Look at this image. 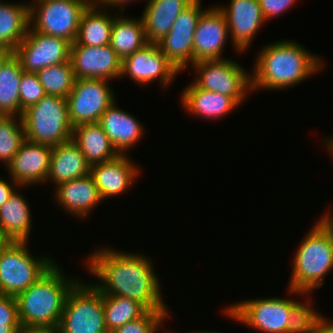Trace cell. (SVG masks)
I'll list each match as a JSON object with an SVG mask.
<instances>
[{"label":"cell","instance_id":"obj_1","mask_svg":"<svg viewBox=\"0 0 333 333\" xmlns=\"http://www.w3.org/2000/svg\"><path fill=\"white\" fill-rule=\"evenodd\" d=\"M100 248L89 253L84 264L98 278L92 284L102 294L127 297L148 311H168L153 260L144 254Z\"/></svg>","mask_w":333,"mask_h":333},{"label":"cell","instance_id":"obj_2","mask_svg":"<svg viewBox=\"0 0 333 333\" xmlns=\"http://www.w3.org/2000/svg\"><path fill=\"white\" fill-rule=\"evenodd\" d=\"M267 44L260 49L252 67V91L294 87L325 67L321 57L294 40L282 39Z\"/></svg>","mask_w":333,"mask_h":333},{"label":"cell","instance_id":"obj_3","mask_svg":"<svg viewBox=\"0 0 333 333\" xmlns=\"http://www.w3.org/2000/svg\"><path fill=\"white\" fill-rule=\"evenodd\" d=\"M65 275L55 262L16 296L21 326L58 327L67 294L79 281Z\"/></svg>","mask_w":333,"mask_h":333},{"label":"cell","instance_id":"obj_4","mask_svg":"<svg viewBox=\"0 0 333 333\" xmlns=\"http://www.w3.org/2000/svg\"><path fill=\"white\" fill-rule=\"evenodd\" d=\"M314 224L296 248L287 289L294 297H309L333 270V234L318 222Z\"/></svg>","mask_w":333,"mask_h":333},{"label":"cell","instance_id":"obj_5","mask_svg":"<svg viewBox=\"0 0 333 333\" xmlns=\"http://www.w3.org/2000/svg\"><path fill=\"white\" fill-rule=\"evenodd\" d=\"M27 141L57 146L72 140L73 126L64 97L45 95L21 115Z\"/></svg>","mask_w":333,"mask_h":333},{"label":"cell","instance_id":"obj_6","mask_svg":"<svg viewBox=\"0 0 333 333\" xmlns=\"http://www.w3.org/2000/svg\"><path fill=\"white\" fill-rule=\"evenodd\" d=\"M28 243L29 241H7L1 248L0 294L16 297L56 262L48 255L38 258L32 255Z\"/></svg>","mask_w":333,"mask_h":333},{"label":"cell","instance_id":"obj_7","mask_svg":"<svg viewBox=\"0 0 333 333\" xmlns=\"http://www.w3.org/2000/svg\"><path fill=\"white\" fill-rule=\"evenodd\" d=\"M58 330L59 333H109L103 294L92 283L80 280L68 292Z\"/></svg>","mask_w":333,"mask_h":333},{"label":"cell","instance_id":"obj_8","mask_svg":"<svg viewBox=\"0 0 333 333\" xmlns=\"http://www.w3.org/2000/svg\"><path fill=\"white\" fill-rule=\"evenodd\" d=\"M30 28L75 42L82 13L93 0H31Z\"/></svg>","mask_w":333,"mask_h":333},{"label":"cell","instance_id":"obj_9","mask_svg":"<svg viewBox=\"0 0 333 333\" xmlns=\"http://www.w3.org/2000/svg\"><path fill=\"white\" fill-rule=\"evenodd\" d=\"M190 66L197 73L193 83L198 88L232 97L239 105L253 93L251 72L245 71L237 61L205 60Z\"/></svg>","mask_w":333,"mask_h":333},{"label":"cell","instance_id":"obj_10","mask_svg":"<svg viewBox=\"0 0 333 333\" xmlns=\"http://www.w3.org/2000/svg\"><path fill=\"white\" fill-rule=\"evenodd\" d=\"M227 317L260 331L286 333L290 316V298L266 297L238 301L224 309Z\"/></svg>","mask_w":333,"mask_h":333},{"label":"cell","instance_id":"obj_11","mask_svg":"<svg viewBox=\"0 0 333 333\" xmlns=\"http://www.w3.org/2000/svg\"><path fill=\"white\" fill-rule=\"evenodd\" d=\"M108 80L76 79L66 98L72 126L97 123L101 115L117 99Z\"/></svg>","mask_w":333,"mask_h":333},{"label":"cell","instance_id":"obj_12","mask_svg":"<svg viewBox=\"0 0 333 333\" xmlns=\"http://www.w3.org/2000/svg\"><path fill=\"white\" fill-rule=\"evenodd\" d=\"M71 43L62 37L46 35L28 28L25 38L14 50L25 72L69 61Z\"/></svg>","mask_w":333,"mask_h":333},{"label":"cell","instance_id":"obj_13","mask_svg":"<svg viewBox=\"0 0 333 333\" xmlns=\"http://www.w3.org/2000/svg\"><path fill=\"white\" fill-rule=\"evenodd\" d=\"M179 74L176 67L162 53L156 43H148L122 60L121 77H130L135 84L149 86L155 80L162 88H168Z\"/></svg>","mask_w":333,"mask_h":333},{"label":"cell","instance_id":"obj_14","mask_svg":"<svg viewBox=\"0 0 333 333\" xmlns=\"http://www.w3.org/2000/svg\"><path fill=\"white\" fill-rule=\"evenodd\" d=\"M204 10L202 1L194 0L178 15L168 34L157 43L179 72L193 64L194 32Z\"/></svg>","mask_w":333,"mask_h":333},{"label":"cell","instance_id":"obj_15","mask_svg":"<svg viewBox=\"0 0 333 333\" xmlns=\"http://www.w3.org/2000/svg\"><path fill=\"white\" fill-rule=\"evenodd\" d=\"M69 60L76 79H119L122 59L109 45H71Z\"/></svg>","mask_w":333,"mask_h":333},{"label":"cell","instance_id":"obj_16","mask_svg":"<svg viewBox=\"0 0 333 333\" xmlns=\"http://www.w3.org/2000/svg\"><path fill=\"white\" fill-rule=\"evenodd\" d=\"M217 7L227 20L232 47L236 53L244 54L251 47L259 29L266 23L259 0H231L226 6L222 4Z\"/></svg>","mask_w":333,"mask_h":333},{"label":"cell","instance_id":"obj_17","mask_svg":"<svg viewBox=\"0 0 333 333\" xmlns=\"http://www.w3.org/2000/svg\"><path fill=\"white\" fill-rule=\"evenodd\" d=\"M229 32L224 13L217 7L206 8L200 15L193 39V64L205 60L224 59Z\"/></svg>","mask_w":333,"mask_h":333},{"label":"cell","instance_id":"obj_18","mask_svg":"<svg viewBox=\"0 0 333 333\" xmlns=\"http://www.w3.org/2000/svg\"><path fill=\"white\" fill-rule=\"evenodd\" d=\"M52 148L25 140L6 166L9 178L20 187L45 184L50 169Z\"/></svg>","mask_w":333,"mask_h":333},{"label":"cell","instance_id":"obj_19","mask_svg":"<svg viewBox=\"0 0 333 333\" xmlns=\"http://www.w3.org/2000/svg\"><path fill=\"white\" fill-rule=\"evenodd\" d=\"M135 164L126 154L90 167V175L103 201L124 194L133 186L141 173Z\"/></svg>","mask_w":333,"mask_h":333},{"label":"cell","instance_id":"obj_20","mask_svg":"<svg viewBox=\"0 0 333 333\" xmlns=\"http://www.w3.org/2000/svg\"><path fill=\"white\" fill-rule=\"evenodd\" d=\"M55 188V203L71 217L85 219L103 201L90 174L61 183Z\"/></svg>","mask_w":333,"mask_h":333},{"label":"cell","instance_id":"obj_21","mask_svg":"<svg viewBox=\"0 0 333 333\" xmlns=\"http://www.w3.org/2000/svg\"><path fill=\"white\" fill-rule=\"evenodd\" d=\"M116 101L107 108L98 124L120 155H126L143 137L144 126L138 118L122 110ZM127 151V152H126Z\"/></svg>","mask_w":333,"mask_h":333},{"label":"cell","instance_id":"obj_22","mask_svg":"<svg viewBox=\"0 0 333 333\" xmlns=\"http://www.w3.org/2000/svg\"><path fill=\"white\" fill-rule=\"evenodd\" d=\"M180 103L188 115L208 120H219L240 106L232 97L203 90L193 82L182 91Z\"/></svg>","mask_w":333,"mask_h":333},{"label":"cell","instance_id":"obj_23","mask_svg":"<svg viewBox=\"0 0 333 333\" xmlns=\"http://www.w3.org/2000/svg\"><path fill=\"white\" fill-rule=\"evenodd\" d=\"M194 0H148L142 13L148 43L160 42L171 30L178 15Z\"/></svg>","mask_w":333,"mask_h":333},{"label":"cell","instance_id":"obj_24","mask_svg":"<svg viewBox=\"0 0 333 333\" xmlns=\"http://www.w3.org/2000/svg\"><path fill=\"white\" fill-rule=\"evenodd\" d=\"M90 165L79 147L72 141L52 148L50 169L46 179L55 187L61 183L90 174Z\"/></svg>","mask_w":333,"mask_h":333},{"label":"cell","instance_id":"obj_25","mask_svg":"<svg viewBox=\"0 0 333 333\" xmlns=\"http://www.w3.org/2000/svg\"><path fill=\"white\" fill-rule=\"evenodd\" d=\"M31 207L14 191L0 208V236L7 241H28L32 228Z\"/></svg>","mask_w":333,"mask_h":333},{"label":"cell","instance_id":"obj_26","mask_svg":"<svg viewBox=\"0 0 333 333\" xmlns=\"http://www.w3.org/2000/svg\"><path fill=\"white\" fill-rule=\"evenodd\" d=\"M72 141L92 166L108 162L120 154L98 123H83L73 128Z\"/></svg>","mask_w":333,"mask_h":333},{"label":"cell","instance_id":"obj_27","mask_svg":"<svg viewBox=\"0 0 333 333\" xmlns=\"http://www.w3.org/2000/svg\"><path fill=\"white\" fill-rule=\"evenodd\" d=\"M108 10L106 7L92 2L81 15L78 34L75 42L71 45L94 47L109 45L113 20L116 15L111 14V9Z\"/></svg>","mask_w":333,"mask_h":333},{"label":"cell","instance_id":"obj_28","mask_svg":"<svg viewBox=\"0 0 333 333\" xmlns=\"http://www.w3.org/2000/svg\"><path fill=\"white\" fill-rule=\"evenodd\" d=\"M121 13L124 11L115 12L110 46L123 60L148 44V41L142 18H129Z\"/></svg>","mask_w":333,"mask_h":333},{"label":"cell","instance_id":"obj_29","mask_svg":"<svg viewBox=\"0 0 333 333\" xmlns=\"http://www.w3.org/2000/svg\"><path fill=\"white\" fill-rule=\"evenodd\" d=\"M30 26L29 2H0V47L15 50Z\"/></svg>","mask_w":333,"mask_h":333},{"label":"cell","instance_id":"obj_30","mask_svg":"<svg viewBox=\"0 0 333 333\" xmlns=\"http://www.w3.org/2000/svg\"><path fill=\"white\" fill-rule=\"evenodd\" d=\"M24 72L20 60L13 54L0 70V115L20 116V81Z\"/></svg>","mask_w":333,"mask_h":333},{"label":"cell","instance_id":"obj_31","mask_svg":"<svg viewBox=\"0 0 333 333\" xmlns=\"http://www.w3.org/2000/svg\"><path fill=\"white\" fill-rule=\"evenodd\" d=\"M104 319L109 333L142 317L148 310L139 302L118 295L103 294Z\"/></svg>","mask_w":333,"mask_h":333},{"label":"cell","instance_id":"obj_32","mask_svg":"<svg viewBox=\"0 0 333 333\" xmlns=\"http://www.w3.org/2000/svg\"><path fill=\"white\" fill-rule=\"evenodd\" d=\"M46 95L67 98L74 87L75 75L70 60L37 72Z\"/></svg>","mask_w":333,"mask_h":333},{"label":"cell","instance_id":"obj_33","mask_svg":"<svg viewBox=\"0 0 333 333\" xmlns=\"http://www.w3.org/2000/svg\"><path fill=\"white\" fill-rule=\"evenodd\" d=\"M25 140L22 118L0 115V162L7 166Z\"/></svg>","mask_w":333,"mask_h":333},{"label":"cell","instance_id":"obj_34","mask_svg":"<svg viewBox=\"0 0 333 333\" xmlns=\"http://www.w3.org/2000/svg\"><path fill=\"white\" fill-rule=\"evenodd\" d=\"M295 299L290 298V316L286 333H311L316 320L322 314L314 309L313 300L301 302Z\"/></svg>","mask_w":333,"mask_h":333},{"label":"cell","instance_id":"obj_35","mask_svg":"<svg viewBox=\"0 0 333 333\" xmlns=\"http://www.w3.org/2000/svg\"><path fill=\"white\" fill-rule=\"evenodd\" d=\"M169 315V311H147L142 317L125 323L111 333H159Z\"/></svg>","mask_w":333,"mask_h":333},{"label":"cell","instance_id":"obj_36","mask_svg":"<svg viewBox=\"0 0 333 333\" xmlns=\"http://www.w3.org/2000/svg\"><path fill=\"white\" fill-rule=\"evenodd\" d=\"M37 73L23 72L20 81V117L27 107L37 103L45 96Z\"/></svg>","mask_w":333,"mask_h":333},{"label":"cell","instance_id":"obj_37","mask_svg":"<svg viewBox=\"0 0 333 333\" xmlns=\"http://www.w3.org/2000/svg\"><path fill=\"white\" fill-rule=\"evenodd\" d=\"M0 325H21L15 296L0 294Z\"/></svg>","mask_w":333,"mask_h":333},{"label":"cell","instance_id":"obj_38","mask_svg":"<svg viewBox=\"0 0 333 333\" xmlns=\"http://www.w3.org/2000/svg\"><path fill=\"white\" fill-rule=\"evenodd\" d=\"M297 0H259L266 22L285 13Z\"/></svg>","mask_w":333,"mask_h":333},{"label":"cell","instance_id":"obj_39","mask_svg":"<svg viewBox=\"0 0 333 333\" xmlns=\"http://www.w3.org/2000/svg\"><path fill=\"white\" fill-rule=\"evenodd\" d=\"M10 181V182H9ZM15 187V188H14ZM21 188L15 181L12 179H8V181L4 180L3 178H0V208L1 206L7 202L9 197L12 195V193L16 190Z\"/></svg>","mask_w":333,"mask_h":333},{"label":"cell","instance_id":"obj_40","mask_svg":"<svg viewBox=\"0 0 333 333\" xmlns=\"http://www.w3.org/2000/svg\"><path fill=\"white\" fill-rule=\"evenodd\" d=\"M311 333H333V320L321 315L316 320Z\"/></svg>","mask_w":333,"mask_h":333},{"label":"cell","instance_id":"obj_41","mask_svg":"<svg viewBox=\"0 0 333 333\" xmlns=\"http://www.w3.org/2000/svg\"><path fill=\"white\" fill-rule=\"evenodd\" d=\"M93 2L101 7H106L107 9H115L116 7H119L120 11H124L125 5H129L128 3L130 2H135V0H93Z\"/></svg>","mask_w":333,"mask_h":333},{"label":"cell","instance_id":"obj_42","mask_svg":"<svg viewBox=\"0 0 333 333\" xmlns=\"http://www.w3.org/2000/svg\"><path fill=\"white\" fill-rule=\"evenodd\" d=\"M18 333H59L58 327L21 326Z\"/></svg>","mask_w":333,"mask_h":333},{"label":"cell","instance_id":"obj_43","mask_svg":"<svg viewBox=\"0 0 333 333\" xmlns=\"http://www.w3.org/2000/svg\"><path fill=\"white\" fill-rule=\"evenodd\" d=\"M330 209L327 210L323 216L319 217L318 223L327 231L333 234V213L330 212Z\"/></svg>","mask_w":333,"mask_h":333},{"label":"cell","instance_id":"obj_44","mask_svg":"<svg viewBox=\"0 0 333 333\" xmlns=\"http://www.w3.org/2000/svg\"><path fill=\"white\" fill-rule=\"evenodd\" d=\"M14 54L13 50L0 47V70L4 63Z\"/></svg>","mask_w":333,"mask_h":333},{"label":"cell","instance_id":"obj_45","mask_svg":"<svg viewBox=\"0 0 333 333\" xmlns=\"http://www.w3.org/2000/svg\"><path fill=\"white\" fill-rule=\"evenodd\" d=\"M21 325H0V333H18Z\"/></svg>","mask_w":333,"mask_h":333},{"label":"cell","instance_id":"obj_46","mask_svg":"<svg viewBox=\"0 0 333 333\" xmlns=\"http://www.w3.org/2000/svg\"><path fill=\"white\" fill-rule=\"evenodd\" d=\"M324 143H325L324 146H326V149L329 150L328 152H329L330 157L332 156L331 158L333 159V137H329V138L326 137Z\"/></svg>","mask_w":333,"mask_h":333},{"label":"cell","instance_id":"obj_47","mask_svg":"<svg viewBox=\"0 0 333 333\" xmlns=\"http://www.w3.org/2000/svg\"><path fill=\"white\" fill-rule=\"evenodd\" d=\"M191 333H221L220 331L218 332V331H207V330H199V331H196V332H191Z\"/></svg>","mask_w":333,"mask_h":333},{"label":"cell","instance_id":"obj_48","mask_svg":"<svg viewBox=\"0 0 333 333\" xmlns=\"http://www.w3.org/2000/svg\"><path fill=\"white\" fill-rule=\"evenodd\" d=\"M6 242H7V240L5 238H3L2 236H0V250Z\"/></svg>","mask_w":333,"mask_h":333}]
</instances>
